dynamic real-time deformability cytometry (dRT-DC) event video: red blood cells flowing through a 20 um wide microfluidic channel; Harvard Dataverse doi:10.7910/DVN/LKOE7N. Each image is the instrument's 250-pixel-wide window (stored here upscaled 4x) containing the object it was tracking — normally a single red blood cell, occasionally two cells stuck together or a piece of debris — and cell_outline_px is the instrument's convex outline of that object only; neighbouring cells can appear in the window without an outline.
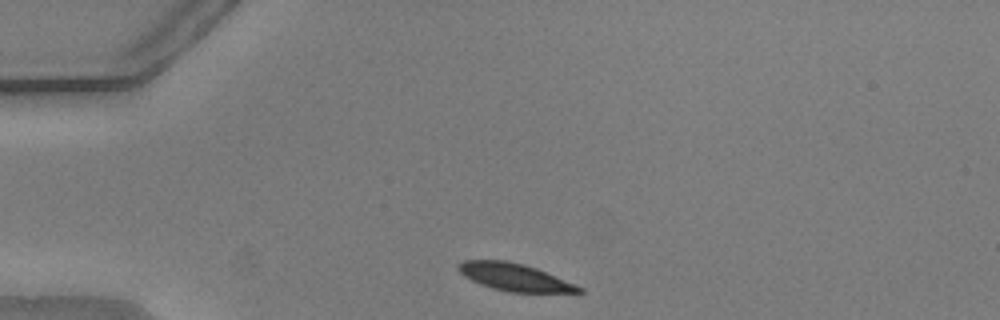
{"species": "common noctule bat (a hibernating species)", "species_latin": "Nyctalus noctula", "temperature_condition": "warm", "stored_images_in_passage": 42, "camera_frame_rate_fps": 3000, "um_per_image_px": 0.085, "animal": {"sex": "male", "body_mass_g": 20.5, "forearm_length_mm": 52.5}, "frame": {"image": 1, "passage_image": 1, "time_ms": 0.0, "image_size_px": [1000, 320], "cell_outline_px": [[584, 292], [508, 292], [492, 288], [480, 284], [464, 276], [456, 268], [456, 264], [464, 260], [504, 260], [524, 264], [536, 268], [576, 284], [584, 288]], "centroid_in_image_um": [43.72, 23.55], "position_along_channel_um": 41.3, "area_um2": 19.25}}
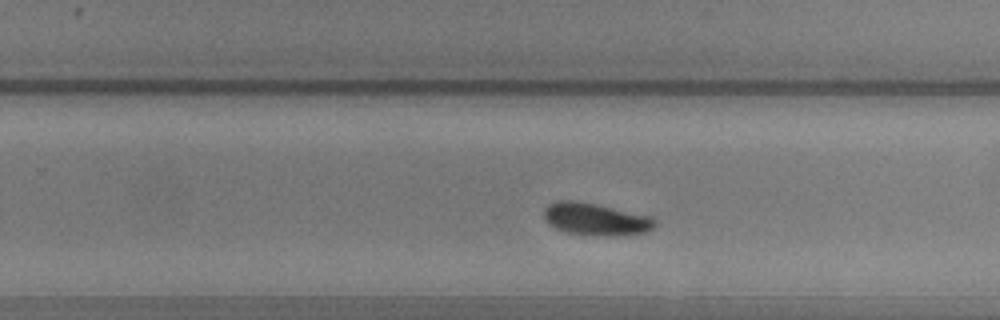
{"frame": {"image": 2, "passage_image": 23, "time_ms": 7.333, "image_size_px": [1000, 320], "cell_outline_px": [[656, 224], [652, 228], [644, 232], [612, 236], [608, 236], [568, 232], [556, 228], [548, 224], [544, 220], [544, 208], [548, 204], [556, 200], [576, 200], [596, 204], [652, 216], [656, 220]], "centroid_in_image_um": [50.6, 18.6], "position_along_channel_um": 279.2, "area_um2": 20.81}}
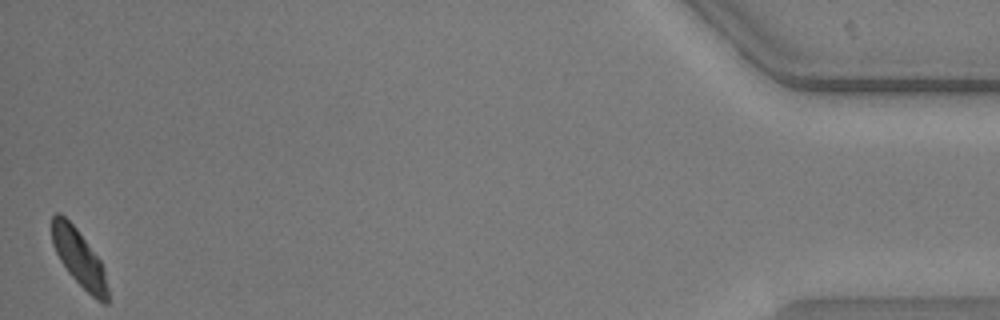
{"frame": {"image": 3, "passage_image": 42, "time_ms": 13.667, "image_size_px": [1000, 320], "cell_outline_px": [[108, 304], [104, 304], [96, 300], [68, 272], [60, 260], [52, 244], [52, 216], [56, 212], [60, 212], [76, 228], [100, 260], [104, 268], [108, 288]], "centroid_in_image_um": [6.73, 21.94], "position_along_channel_um": 428.5, "area_um2": 18.32}, "authors_computed_cell_mechanics": {"area_um2": 20.4612, "velocity_mm_per_s": 3.708, "shape_relaxation_time_tau1_ms": 3.1227, "shape_relaxation_time_tau2_ms": null, "deformation_change_tau1": 0.1513, "deformation_change_tau2": null}}